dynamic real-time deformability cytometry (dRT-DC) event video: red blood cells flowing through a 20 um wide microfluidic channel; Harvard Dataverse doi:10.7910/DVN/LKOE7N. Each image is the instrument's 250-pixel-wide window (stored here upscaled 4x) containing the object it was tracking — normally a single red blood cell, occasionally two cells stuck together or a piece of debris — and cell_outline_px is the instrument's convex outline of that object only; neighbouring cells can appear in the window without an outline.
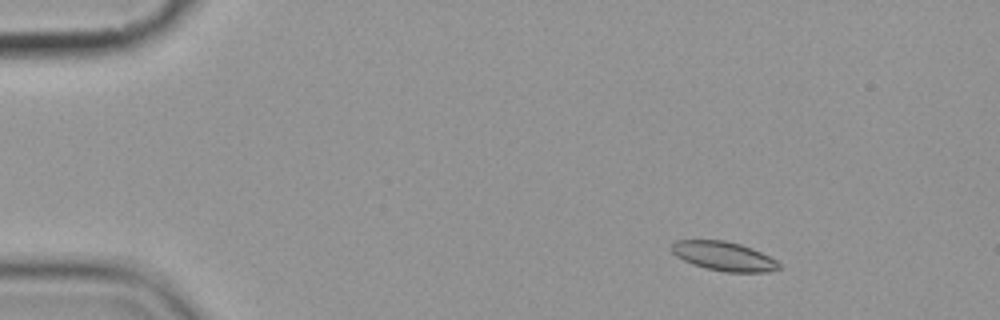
{"species": "common noctule bat (a hibernating species)", "species_latin": "Nyctalus noctula", "temperature_condition": "cold", "stored_images_in_passage": 14, "camera_frame_rate_fps": 3000, "um_per_image_px": 0.085, "animal": {"sex": "female", "body_mass_g": 19.9}, "frame": {"image": 1, "passage_image": 2, "time_ms": 1.0, "image_size_px": [1000, 320], "cell_outline_px": [[780, 268], [768, 272], [724, 272], [704, 268], [692, 264], [676, 256], [672, 252], [672, 244], [676, 240], [724, 240], [740, 244], [752, 248], [776, 260], [780, 264]], "centroid_in_image_um": [61.51, 21.78], "position_along_channel_um": 23.5, "area_um2": 18.21}}
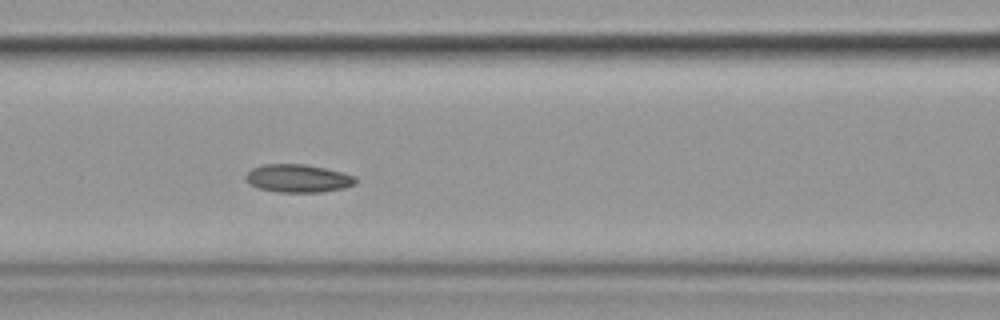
{"frame": {"image": 2, "passage_image": 6, "time_ms": 6.667, "image_size_px": [1000, 320], "cell_outline_px": [[356, 184], [344, 188], [324, 192], [276, 192], [256, 188], [248, 184], [244, 180], [244, 176], [252, 168], [264, 164], [304, 164], [324, 168], [356, 176]], "centroid_in_image_um": [25.29, 15.17], "position_along_channel_um": 141.3, "area_um2": 18.15}}
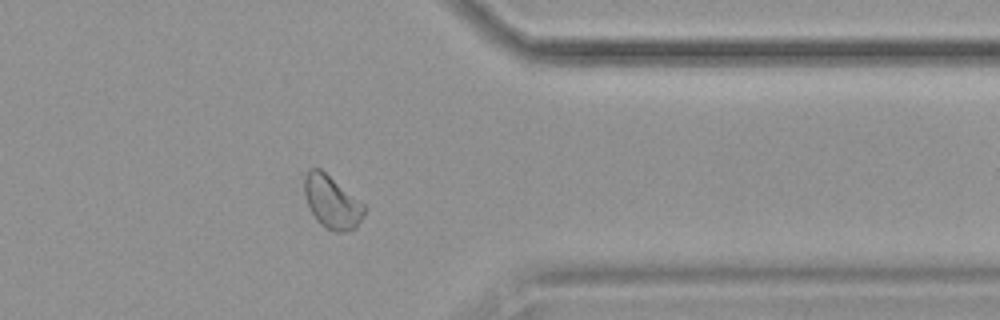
{"frame": {"image": 3, "passage_image": 12, "time_ms": 13.667, "image_size_px": [1000, 320], "cell_outline_px": [[368, 208], [356, 228], [344, 232], [336, 232], [324, 228], [316, 220], [308, 204], [304, 192], [304, 176], [312, 168], [320, 168], [364, 204]], "centroid_in_image_um": [28.23, 17.2], "position_along_channel_um": 383.2, "area_um2": 18.38}, "authors_computed_cell_mechanics": {"area_um2": 18.0914, "velocity_mm_per_s": 3.5699, "shape_relaxation_time_tau1_ms": 2.8127, "shape_relaxation_time_tau2_ms": 4.671, "deformation_change_tau1": 0.0447, "deformation_change_tau2": 0.0764}}